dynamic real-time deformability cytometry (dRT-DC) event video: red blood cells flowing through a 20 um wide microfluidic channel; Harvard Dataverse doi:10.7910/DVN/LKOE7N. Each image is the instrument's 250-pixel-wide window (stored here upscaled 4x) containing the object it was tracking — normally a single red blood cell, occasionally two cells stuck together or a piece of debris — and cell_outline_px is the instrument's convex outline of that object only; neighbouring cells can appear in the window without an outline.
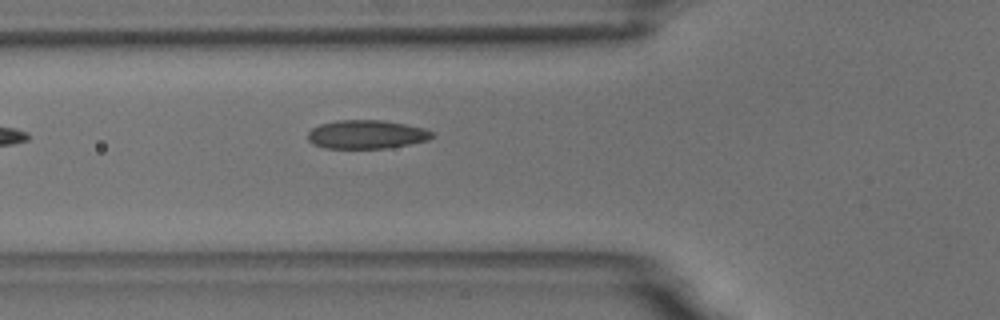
{"species": "common noctule bat (a hibernating species)", "species_latin": "Nyctalus noctula", "temperature_condition": "room temperature", "stored_images_in_passage": 3, "camera_frame_rate_fps": 3000, "um_per_image_px": 0.085, "animal": {"sex": "male", "body_mass_g": 18.8}, "frame": {"image": 1, "passage_image": 3, "time_ms": 2.333, "image_size_px": [1000, 320], "cell_outline_px": [[436, 132], [428, 140], [388, 148], [324, 148], [312, 144], [308, 140], [308, 132], [312, 128], [320, 124], [336, 120], [384, 120], [424, 128]], "centroid_in_image_um": [31.14, 11.42], "position_along_channel_um": 94.7, "area_um2": 20.81}}